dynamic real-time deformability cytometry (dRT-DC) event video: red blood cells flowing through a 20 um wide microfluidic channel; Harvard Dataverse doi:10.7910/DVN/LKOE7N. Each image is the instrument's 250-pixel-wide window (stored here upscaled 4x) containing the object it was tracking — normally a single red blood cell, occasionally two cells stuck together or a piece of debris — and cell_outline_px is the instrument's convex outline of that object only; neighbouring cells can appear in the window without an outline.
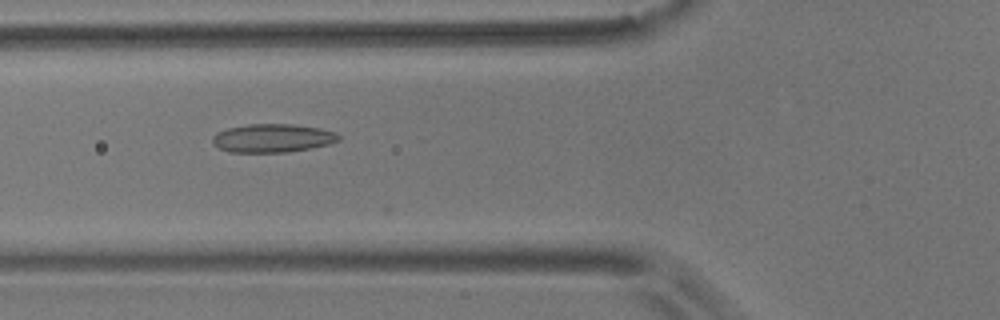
{"species": "common noctule bat (a hibernating species)", "species_latin": "Nyctalus noctula", "temperature_condition": "room temperature", "stored_images_in_passage": 38, "camera_frame_rate_fps": 3000, "um_per_image_px": 0.085, "animal": {"sex": "male", "body_mass_g": 17.9}, "frame": {"image": 1, "passage_image": 3, "time_ms": 0.667, "image_size_px": [1000, 320], "cell_outline_px": [[340, 140], [328, 144], [288, 152], [228, 152], [212, 144], [212, 136], [216, 132], [228, 128], [248, 124], [292, 124], [320, 128], [336, 132], [340, 136]], "centroid_in_image_um": [23.14, 11.73], "position_along_channel_um": 102.7, "area_um2": 20.92}}
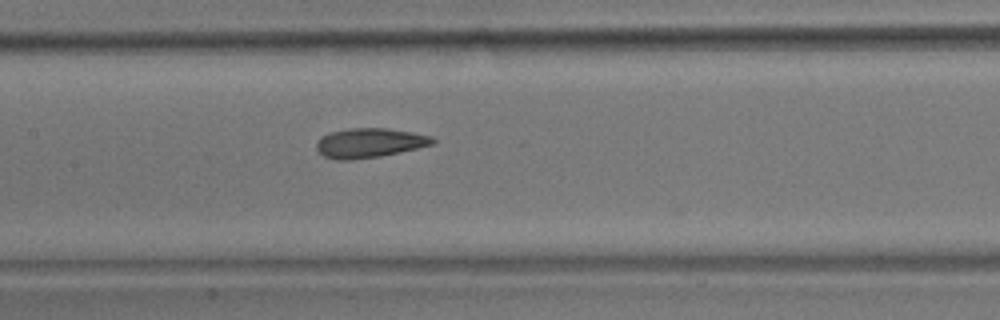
{"frame": {"image": 2, "passage_image": 9, "time_ms": 2.667, "image_size_px": [1000, 320], "cell_outline_px": [[436, 144], [400, 152], [380, 156], [352, 160], [336, 160], [324, 156], [316, 148], [316, 140], [320, 136], [328, 132], [352, 128], [388, 128], [412, 132], [432, 136], [436, 140]], "centroid_in_image_um": [31.4, 12.14], "position_along_channel_um": 176.0, "area_um2": 20.23}}
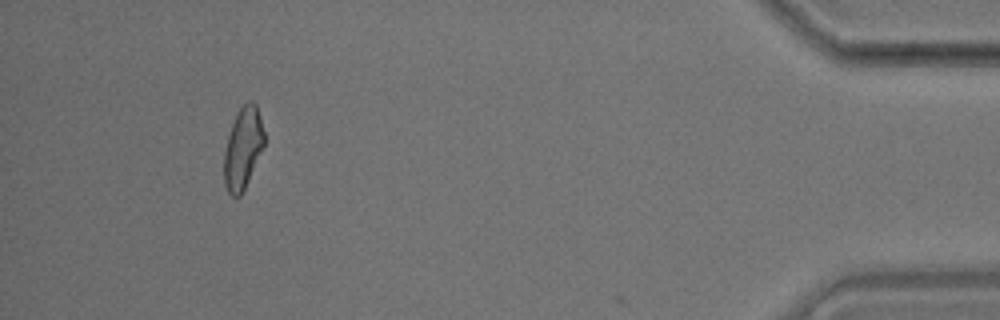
{"frame": {"image": 3, "passage_image": 34, "time_ms": 11.0, "image_size_px": [1000, 320], "cell_outline_px": [[264, 144], [248, 180], [240, 196], [232, 196], [228, 192], [224, 184], [224, 152], [228, 136], [236, 112], [248, 100], [252, 100], [256, 104], [264, 132]], "centroid_in_image_um": [20.63, 12.57], "position_along_channel_um": 414.6, "area_um2": 18.79}}